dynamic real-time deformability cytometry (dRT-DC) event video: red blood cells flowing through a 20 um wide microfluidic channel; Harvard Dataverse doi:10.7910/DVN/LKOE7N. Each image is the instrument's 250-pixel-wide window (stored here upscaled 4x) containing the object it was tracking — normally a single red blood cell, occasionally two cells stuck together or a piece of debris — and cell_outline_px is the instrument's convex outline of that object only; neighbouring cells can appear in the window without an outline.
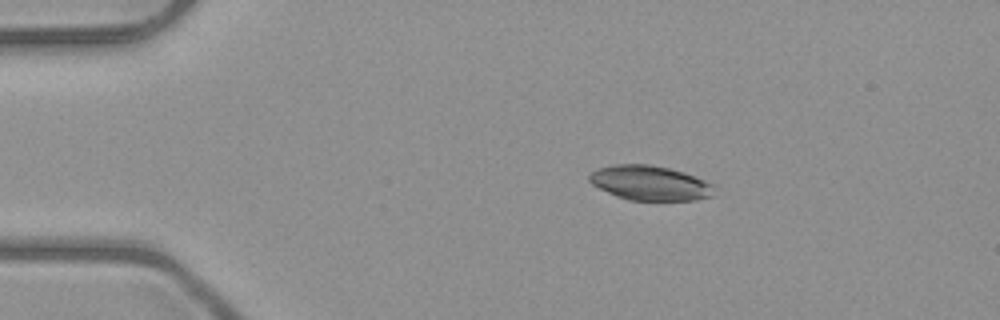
{"species": "common noctule bat (a hibernating species)", "species_latin": "Nyctalus noctula", "temperature_condition": "room temperature", "stored_images_in_passage": 51, "camera_frame_rate_fps": 3000, "um_per_image_px": 0.085, "animal": {"sex": "male", "body_mass_g": 23.1, "forearm_length_mm": 52.7}, "frame": {"image": 1, "passage_image": 9, "time_ms": 2.667, "image_size_px": [1000, 320], "cell_outline_px": [[716, 196], [696, 200], [628, 200], [616, 196], [592, 184], [588, 180], [588, 176], [596, 168], [612, 164], [648, 164], [668, 168], [684, 172], [716, 184]], "centroid_in_image_um": [55.31, 15.56], "position_along_channel_um": 29.7, "area_um2": 25.66}}
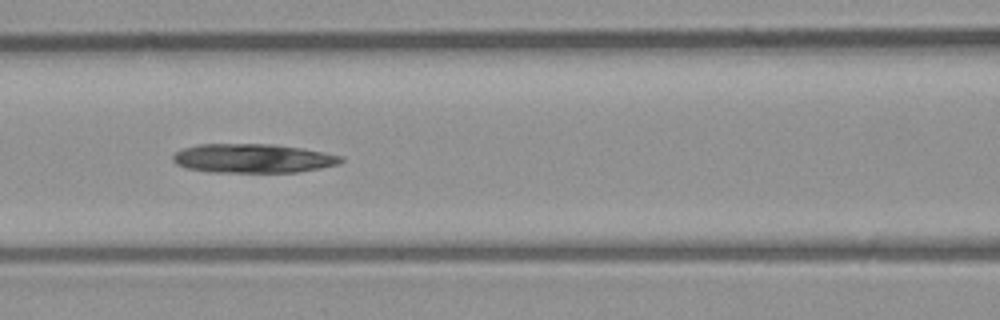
{"frame": {"image": 2, "passage_image": 22, "time_ms": 7.0, "image_size_px": [1000, 320], "cell_outline_px": [[344, 160], [340, 164], [300, 172], [212, 172], [188, 168], [176, 164], [172, 160], [172, 156], [180, 148], [196, 144], [272, 144], [300, 148], [324, 152], [344, 156]], "centroid_in_image_um": [21.5, 13.46], "position_along_channel_um": 145.1, "area_um2": 28.61}}
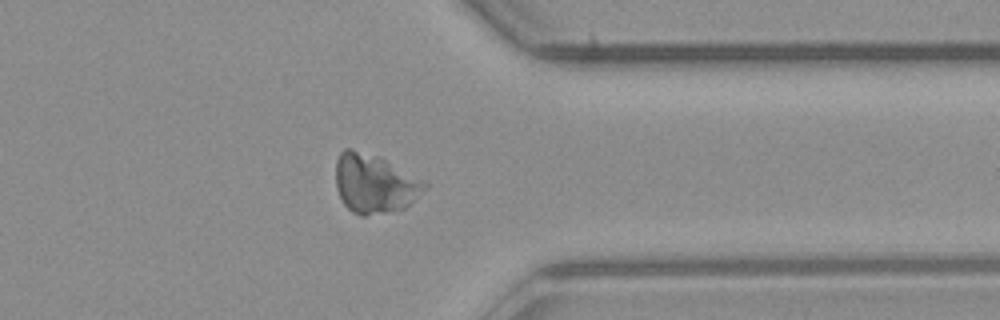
{"frame": {"image": 3, "passage_image": 40, "time_ms": 13.0, "image_size_px": [1000, 320], "cell_outline_px": [[428, 184], [404, 208], [364, 216], [360, 216], [352, 212], [344, 204], [336, 188], [336, 160], [340, 152], [344, 148], [352, 148], [380, 156]], "centroid_in_image_um": [31.76, 15.58], "position_along_channel_um": 379.6, "area_um2": 30.11}}